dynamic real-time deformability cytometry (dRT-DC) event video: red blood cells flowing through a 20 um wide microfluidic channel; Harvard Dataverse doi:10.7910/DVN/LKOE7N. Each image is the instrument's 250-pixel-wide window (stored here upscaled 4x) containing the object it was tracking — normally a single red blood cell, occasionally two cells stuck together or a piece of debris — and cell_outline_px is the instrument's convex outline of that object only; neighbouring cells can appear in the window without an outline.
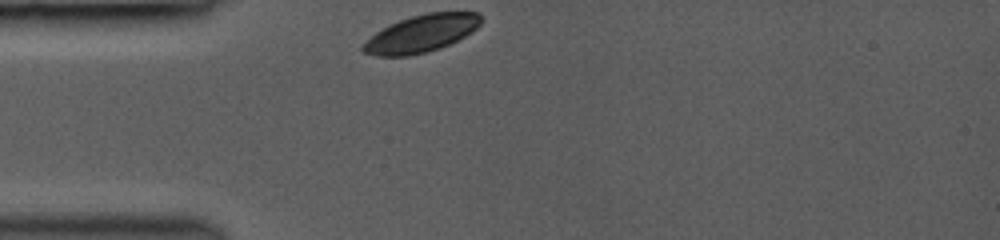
{"species": "common noctule bat (a hibernating species)", "species_latin": "Nyctalus noctula", "temperature_condition": "room temperature", "stored_images_in_passage": 39, "camera_frame_rate_fps": 3000, "um_per_image_px": 0.085, "animal": {"sex": "female", "body_mass_g": 19.0, "forearm_length_mm": 53.3}, "frame": {"image": 1, "passage_image": 1, "time_ms": 0.0, "image_size_px": [1000, 240], "cell_outline_px": [[480, 24], [476, 28], [464, 36], [440, 48], [408, 56], [376, 56], [364, 52], [360, 48], [360, 44], [376, 32], [388, 24], [412, 16], [428, 12], [480, 12]], "centroid_in_image_um": [35.75, 2.85], "position_along_channel_um": 49.2, "area_um2": 25.49}}
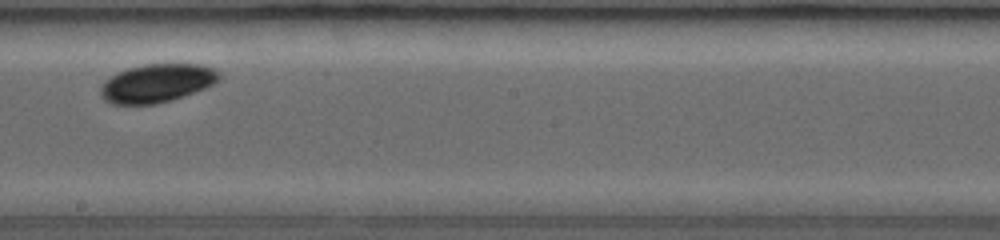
{"frame": {"image": 2, "passage_image": 21, "time_ms": 5.0, "image_size_px": [1000, 240], "cell_outline_px": [[220, 80], [204, 88], [184, 96], [156, 104], [112, 104], [104, 100], [100, 96], [100, 88], [104, 80], [116, 72], [128, 68], [144, 64], [204, 64], [216, 68], [220, 72]], "centroid_in_image_um": [13.33, 7.06], "position_along_channel_um": 234.9, "area_um2": 26.82}}
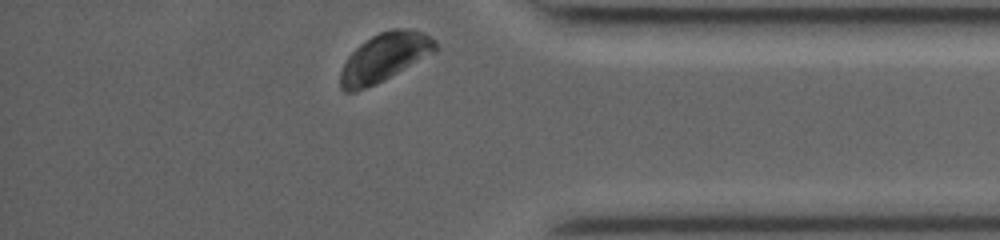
{"frame": {"image": 3, "passage_image": 39, "time_ms": 9.333, "image_size_px": [1000, 240], "cell_outline_px": [[440, 48], [436, 52], [384, 80], [376, 84], [356, 92], [344, 92], [340, 88], [340, 72], [348, 56], [360, 44], [372, 36], [380, 32], [392, 28], [408, 28], [424, 32], [436, 40]], "centroid_in_image_um": [32.72, 4.87], "position_along_channel_um": 402.5, "area_um2": 27.11}, "authors_computed_cell_mechanics": {"area_um2": 27.2238, "velocity_mm_per_s": 3.9876, "shape_relaxation_time_tau1_ms": 2.5607, "shape_relaxation_time_tau2_ms": null, "deformation_change_tau1": 0.1097, "deformation_change_tau2": null}}